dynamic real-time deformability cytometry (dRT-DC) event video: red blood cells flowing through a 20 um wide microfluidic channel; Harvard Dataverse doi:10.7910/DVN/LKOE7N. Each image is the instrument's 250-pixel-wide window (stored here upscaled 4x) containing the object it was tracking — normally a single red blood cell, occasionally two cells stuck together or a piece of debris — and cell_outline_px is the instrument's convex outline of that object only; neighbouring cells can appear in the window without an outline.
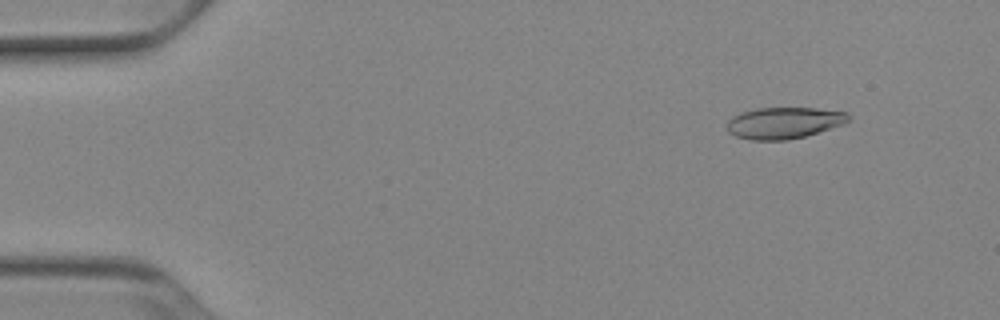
{"species": "Egyptian fruit bat (a non-hibernating species)", "species_latin": "Rousettus aegyptiacus", "temperature_condition": "cold", "stored_images_in_passage": 50, "camera_frame_rate_fps": 3000, "um_per_image_px": 0.085, "animal": {"sex": "female"}, "frame": {"image": 1, "passage_image": 4, "time_ms": 1.0, "image_size_px": [1000, 320], "cell_outline_px": [[848, 120], [844, 124], [804, 136], [788, 140], [752, 140], [736, 136], [728, 132], [724, 124], [732, 116], [740, 112], [756, 108], [816, 108], [848, 112]], "centroid_in_image_um": [66.58, 10.44], "position_along_channel_um": 18.4, "area_um2": 22.37}}
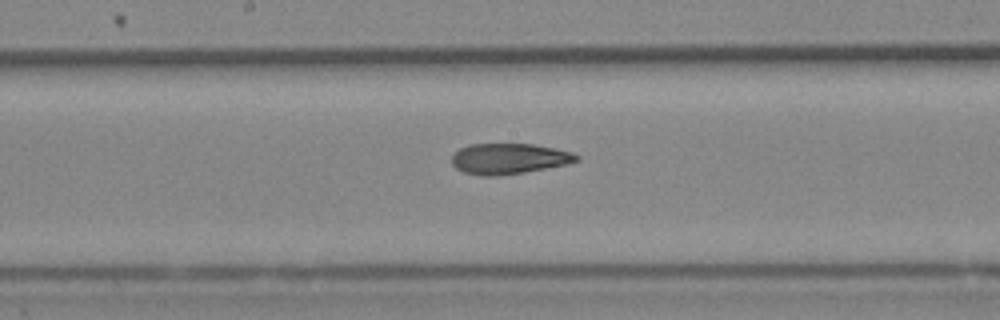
{"frame": {"image": 2, "passage_image": 26, "time_ms": 8.333, "image_size_px": [1000, 320], "cell_outline_px": [[580, 160], [568, 164], [524, 172], [496, 176], [484, 176], [464, 172], [456, 168], [452, 164], [452, 152], [468, 144], [532, 144], [556, 148], [572, 152], [580, 156]], "centroid_in_image_um": [43.26, 13.48], "position_along_channel_um": 204.9, "area_um2": 22.43}}
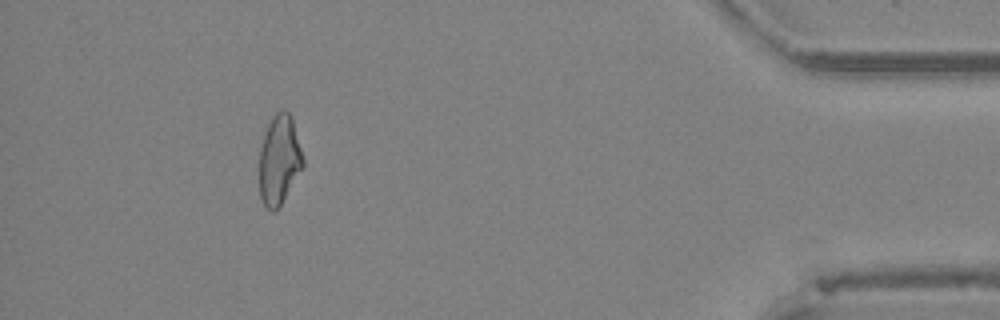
{"frame": {"image": 3, "passage_image": 46, "time_ms": 15.0, "image_size_px": [1000, 320], "cell_outline_px": [[304, 168], [280, 204], [272, 212], [264, 204], [260, 196], [260, 148], [268, 124], [272, 116], [280, 108], [284, 108], [292, 116], [304, 160]], "centroid_in_image_um": [23.76, 13.54], "position_along_channel_um": 411.4, "area_um2": 22.72}, "authors_computed_cell_mechanics": {"area_um2": 22.7732, "velocity_mm_per_s": 3.915, "shape_relaxation_time_tau1_ms": 9.8658, "shape_relaxation_time_tau2_ms": 4.1551, "deformation_change_tau1": 0.2393, "deformation_change_tau2": 0.1321}}